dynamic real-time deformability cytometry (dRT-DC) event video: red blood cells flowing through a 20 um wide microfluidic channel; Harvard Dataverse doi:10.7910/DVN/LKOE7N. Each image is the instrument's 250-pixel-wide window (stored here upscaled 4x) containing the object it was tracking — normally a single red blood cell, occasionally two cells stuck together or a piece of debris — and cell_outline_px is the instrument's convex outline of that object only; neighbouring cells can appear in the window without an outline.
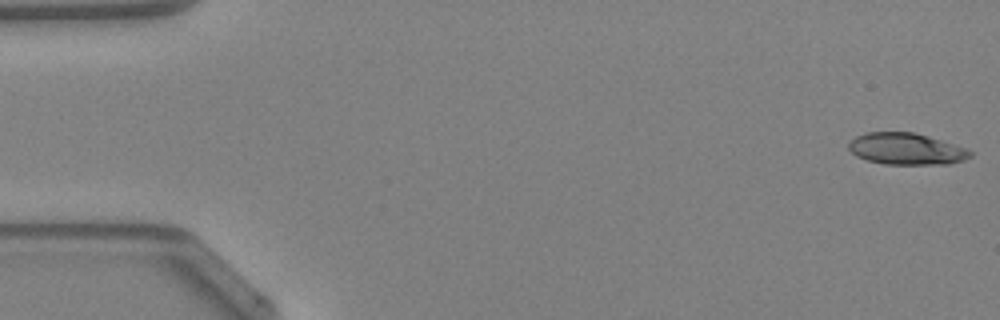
{"species": "Egyptian fruit bat (a non-hibernating species)", "species_latin": "Rousettus aegyptiacus", "temperature_condition": "warm", "stored_images_in_passage": 48, "camera_frame_rate_fps": 3000, "um_per_image_px": 0.085, "animal": {"sex": "female"}, "frame": {"image": 1, "passage_image": 1, "time_ms": 0.0, "image_size_px": [1000, 320], "cell_outline_px": [[972, 156], [964, 160], [948, 164], [884, 164], [868, 160], [856, 156], [848, 148], [848, 144], [856, 136], [864, 132], [912, 132], [928, 136], [968, 148], [972, 152]], "centroid_in_image_um": [77.05, 12.65], "position_along_channel_um": 8.0, "area_um2": 22.43}}
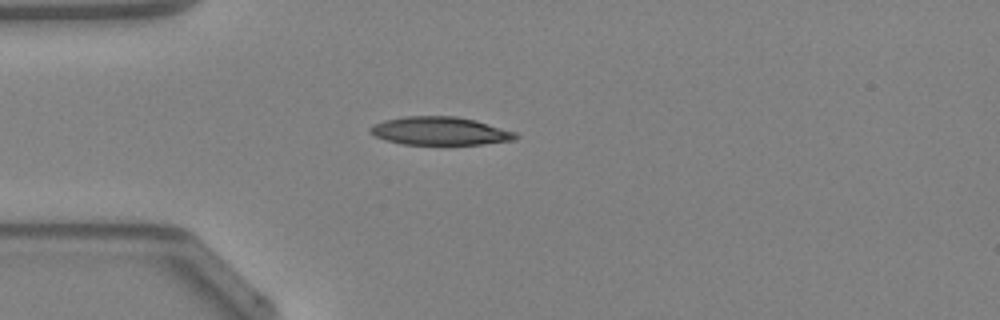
{"frame": {"image": 2, "passage_image": 13, "time_ms": 4.0, "image_size_px": [1000, 320], "cell_outline_px": [[520, 136], [516, 140], [480, 144], [404, 144], [384, 140], [368, 132], [368, 128], [372, 124], [384, 120], [404, 116], [456, 116], [476, 120], [516, 132]], "centroid_in_image_um": [37.38, 11.13], "position_along_channel_um": 47.6, "area_um2": 24.04}}
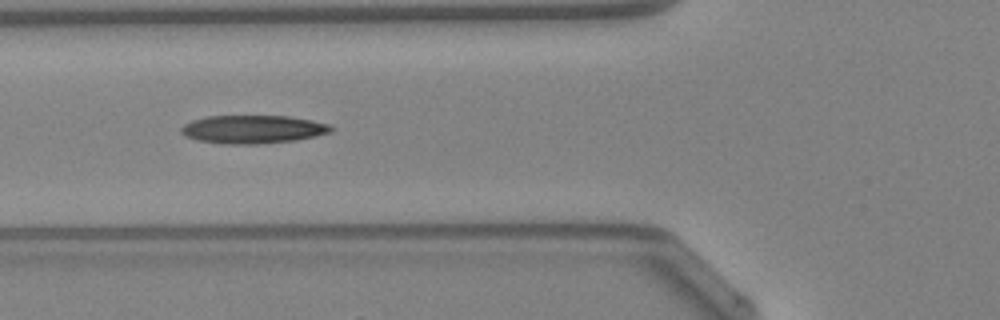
{"frame": {"image": 3, "passage_image": 18, "time_ms": 5.667, "image_size_px": [1000, 320], "cell_outline_px": [[336, 128], [332, 132], [316, 136], [296, 140], [260, 144], [224, 144], [196, 140], [184, 136], [180, 132], [180, 128], [184, 124], [192, 120], [208, 116], [288, 116], [312, 120], [328, 124]], "centroid_in_image_um": [21.5, 10.99], "position_along_channel_um": 104.3, "area_um2": 24.91}, "authors_computed_cell_mechanics": {"area_um2": 23.4957, "velocity_mm_per_s": 4.2864, "shape_relaxation_time_tau1_ms": 10.6671, "shape_relaxation_time_tau2_ms": null, "deformation_change_tau1": 0.2534, "deformation_change_tau2": null}}